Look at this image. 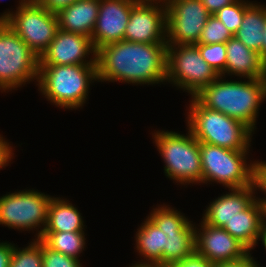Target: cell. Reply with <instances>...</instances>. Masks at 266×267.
I'll list each match as a JSON object with an SVG mask.
<instances>
[{
  "instance_id": "1",
  "label": "cell",
  "mask_w": 266,
  "mask_h": 267,
  "mask_svg": "<svg viewBox=\"0 0 266 267\" xmlns=\"http://www.w3.org/2000/svg\"><path fill=\"white\" fill-rule=\"evenodd\" d=\"M167 43L119 41L97 50L98 82L159 84L166 82Z\"/></svg>"
},
{
  "instance_id": "2",
  "label": "cell",
  "mask_w": 266,
  "mask_h": 267,
  "mask_svg": "<svg viewBox=\"0 0 266 267\" xmlns=\"http://www.w3.org/2000/svg\"><path fill=\"white\" fill-rule=\"evenodd\" d=\"M219 76L194 97L205 107L236 119L253 132L260 103L266 99V78L228 81Z\"/></svg>"
},
{
  "instance_id": "3",
  "label": "cell",
  "mask_w": 266,
  "mask_h": 267,
  "mask_svg": "<svg viewBox=\"0 0 266 267\" xmlns=\"http://www.w3.org/2000/svg\"><path fill=\"white\" fill-rule=\"evenodd\" d=\"M94 81L97 65H40L37 85L47 101L73 110L84 106Z\"/></svg>"
},
{
  "instance_id": "4",
  "label": "cell",
  "mask_w": 266,
  "mask_h": 267,
  "mask_svg": "<svg viewBox=\"0 0 266 267\" xmlns=\"http://www.w3.org/2000/svg\"><path fill=\"white\" fill-rule=\"evenodd\" d=\"M191 98L186 123L197 141L231 150H249L254 132L248 126L203 106L194 96Z\"/></svg>"
},
{
  "instance_id": "5",
  "label": "cell",
  "mask_w": 266,
  "mask_h": 267,
  "mask_svg": "<svg viewBox=\"0 0 266 267\" xmlns=\"http://www.w3.org/2000/svg\"><path fill=\"white\" fill-rule=\"evenodd\" d=\"M152 134L169 179L183 185L202 183L200 142L189 130L186 135L165 130Z\"/></svg>"
},
{
  "instance_id": "6",
  "label": "cell",
  "mask_w": 266,
  "mask_h": 267,
  "mask_svg": "<svg viewBox=\"0 0 266 267\" xmlns=\"http://www.w3.org/2000/svg\"><path fill=\"white\" fill-rule=\"evenodd\" d=\"M248 150H231L200 142L202 184L216 182L228 189L252 185L256 178V160L247 163Z\"/></svg>"
},
{
  "instance_id": "7",
  "label": "cell",
  "mask_w": 266,
  "mask_h": 267,
  "mask_svg": "<svg viewBox=\"0 0 266 267\" xmlns=\"http://www.w3.org/2000/svg\"><path fill=\"white\" fill-rule=\"evenodd\" d=\"M40 57L10 28L0 21V90L12 91L38 79ZM34 79V80H33Z\"/></svg>"
},
{
  "instance_id": "8",
  "label": "cell",
  "mask_w": 266,
  "mask_h": 267,
  "mask_svg": "<svg viewBox=\"0 0 266 267\" xmlns=\"http://www.w3.org/2000/svg\"><path fill=\"white\" fill-rule=\"evenodd\" d=\"M16 8L15 13L9 10L1 14L0 21H5L28 47L41 57L59 30L56 13L35 0H29Z\"/></svg>"
},
{
  "instance_id": "9",
  "label": "cell",
  "mask_w": 266,
  "mask_h": 267,
  "mask_svg": "<svg viewBox=\"0 0 266 267\" xmlns=\"http://www.w3.org/2000/svg\"><path fill=\"white\" fill-rule=\"evenodd\" d=\"M218 77L195 44L167 45L166 82L193 97Z\"/></svg>"
},
{
  "instance_id": "10",
  "label": "cell",
  "mask_w": 266,
  "mask_h": 267,
  "mask_svg": "<svg viewBox=\"0 0 266 267\" xmlns=\"http://www.w3.org/2000/svg\"><path fill=\"white\" fill-rule=\"evenodd\" d=\"M148 217L161 230V264L175 265L195 252V224L180 211L158 205Z\"/></svg>"
},
{
  "instance_id": "11",
  "label": "cell",
  "mask_w": 266,
  "mask_h": 267,
  "mask_svg": "<svg viewBox=\"0 0 266 267\" xmlns=\"http://www.w3.org/2000/svg\"><path fill=\"white\" fill-rule=\"evenodd\" d=\"M51 200L52 196L34 189L5 194L0 197V224L20 231L36 229V239H40L47 225Z\"/></svg>"
},
{
  "instance_id": "12",
  "label": "cell",
  "mask_w": 266,
  "mask_h": 267,
  "mask_svg": "<svg viewBox=\"0 0 266 267\" xmlns=\"http://www.w3.org/2000/svg\"><path fill=\"white\" fill-rule=\"evenodd\" d=\"M167 45L197 44L211 15L201 0H167Z\"/></svg>"
},
{
  "instance_id": "13",
  "label": "cell",
  "mask_w": 266,
  "mask_h": 267,
  "mask_svg": "<svg viewBox=\"0 0 266 267\" xmlns=\"http://www.w3.org/2000/svg\"><path fill=\"white\" fill-rule=\"evenodd\" d=\"M166 3L139 0L131 9L124 40L139 43H166Z\"/></svg>"
},
{
  "instance_id": "14",
  "label": "cell",
  "mask_w": 266,
  "mask_h": 267,
  "mask_svg": "<svg viewBox=\"0 0 266 267\" xmlns=\"http://www.w3.org/2000/svg\"><path fill=\"white\" fill-rule=\"evenodd\" d=\"M195 225V252L208 261L218 264L237 261L250 251L221 227L200 223ZM198 229V230H197Z\"/></svg>"
},
{
  "instance_id": "15",
  "label": "cell",
  "mask_w": 266,
  "mask_h": 267,
  "mask_svg": "<svg viewBox=\"0 0 266 267\" xmlns=\"http://www.w3.org/2000/svg\"><path fill=\"white\" fill-rule=\"evenodd\" d=\"M90 53L93 57L87 60ZM96 53L90 37L59 29L41 55L40 65H97Z\"/></svg>"
},
{
  "instance_id": "16",
  "label": "cell",
  "mask_w": 266,
  "mask_h": 267,
  "mask_svg": "<svg viewBox=\"0 0 266 267\" xmlns=\"http://www.w3.org/2000/svg\"><path fill=\"white\" fill-rule=\"evenodd\" d=\"M139 0H100L99 12L91 40L95 50L124 40L132 7Z\"/></svg>"
},
{
  "instance_id": "17",
  "label": "cell",
  "mask_w": 266,
  "mask_h": 267,
  "mask_svg": "<svg viewBox=\"0 0 266 267\" xmlns=\"http://www.w3.org/2000/svg\"><path fill=\"white\" fill-rule=\"evenodd\" d=\"M257 189L256 181L244 188L228 189L229 192L210 202L201 220L205 224L223 228L238 212L245 210L257 198Z\"/></svg>"
},
{
  "instance_id": "18",
  "label": "cell",
  "mask_w": 266,
  "mask_h": 267,
  "mask_svg": "<svg viewBox=\"0 0 266 267\" xmlns=\"http://www.w3.org/2000/svg\"><path fill=\"white\" fill-rule=\"evenodd\" d=\"M232 237L242 243L249 251L254 249L260 239L265 238L263 205L256 198L245 210L240 211L224 227ZM259 239V240H258Z\"/></svg>"
},
{
  "instance_id": "19",
  "label": "cell",
  "mask_w": 266,
  "mask_h": 267,
  "mask_svg": "<svg viewBox=\"0 0 266 267\" xmlns=\"http://www.w3.org/2000/svg\"><path fill=\"white\" fill-rule=\"evenodd\" d=\"M225 75H235L246 79L266 78V64L257 51H253L232 36L226 42Z\"/></svg>"
},
{
  "instance_id": "20",
  "label": "cell",
  "mask_w": 266,
  "mask_h": 267,
  "mask_svg": "<svg viewBox=\"0 0 266 267\" xmlns=\"http://www.w3.org/2000/svg\"><path fill=\"white\" fill-rule=\"evenodd\" d=\"M99 5L100 0H76L69 6L63 7L56 12L59 29L91 38Z\"/></svg>"
},
{
  "instance_id": "21",
  "label": "cell",
  "mask_w": 266,
  "mask_h": 267,
  "mask_svg": "<svg viewBox=\"0 0 266 267\" xmlns=\"http://www.w3.org/2000/svg\"><path fill=\"white\" fill-rule=\"evenodd\" d=\"M74 206L67 199L52 197L44 232H84L81 213Z\"/></svg>"
},
{
  "instance_id": "22",
  "label": "cell",
  "mask_w": 266,
  "mask_h": 267,
  "mask_svg": "<svg viewBox=\"0 0 266 267\" xmlns=\"http://www.w3.org/2000/svg\"><path fill=\"white\" fill-rule=\"evenodd\" d=\"M266 23V5L252 3L244 12L242 24L234 36L262 59L263 31Z\"/></svg>"
},
{
  "instance_id": "23",
  "label": "cell",
  "mask_w": 266,
  "mask_h": 267,
  "mask_svg": "<svg viewBox=\"0 0 266 267\" xmlns=\"http://www.w3.org/2000/svg\"><path fill=\"white\" fill-rule=\"evenodd\" d=\"M135 234L136 250L144 258L141 263L161 264V230L149 218L145 219ZM147 260V261H146Z\"/></svg>"
},
{
  "instance_id": "24",
  "label": "cell",
  "mask_w": 266,
  "mask_h": 267,
  "mask_svg": "<svg viewBox=\"0 0 266 267\" xmlns=\"http://www.w3.org/2000/svg\"><path fill=\"white\" fill-rule=\"evenodd\" d=\"M85 232H43L40 240L51 250L79 260L86 245Z\"/></svg>"
},
{
  "instance_id": "25",
  "label": "cell",
  "mask_w": 266,
  "mask_h": 267,
  "mask_svg": "<svg viewBox=\"0 0 266 267\" xmlns=\"http://www.w3.org/2000/svg\"><path fill=\"white\" fill-rule=\"evenodd\" d=\"M9 267H43L42 241L34 239L23 249L13 244Z\"/></svg>"
},
{
  "instance_id": "26",
  "label": "cell",
  "mask_w": 266,
  "mask_h": 267,
  "mask_svg": "<svg viewBox=\"0 0 266 267\" xmlns=\"http://www.w3.org/2000/svg\"><path fill=\"white\" fill-rule=\"evenodd\" d=\"M252 3L253 2L248 0H236L232 4L221 8L213 15L216 16V18L220 20L234 36L242 24L245 10Z\"/></svg>"
},
{
  "instance_id": "27",
  "label": "cell",
  "mask_w": 266,
  "mask_h": 267,
  "mask_svg": "<svg viewBox=\"0 0 266 267\" xmlns=\"http://www.w3.org/2000/svg\"><path fill=\"white\" fill-rule=\"evenodd\" d=\"M202 58L215 70L219 76H225L226 43L195 44Z\"/></svg>"
},
{
  "instance_id": "28",
  "label": "cell",
  "mask_w": 266,
  "mask_h": 267,
  "mask_svg": "<svg viewBox=\"0 0 266 267\" xmlns=\"http://www.w3.org/2000/svg\"><path fill=\"white\" fill-rule=\"evenodd\" d=\"M232 36V33L216 16L210 15L197 44L226 43Z\"/></svg>"
},
{
  "instance_id": "29",
  "label": "cell",
  "mask_w": 266,
  "mask_h": 267,
  "mask_svg": "<svg viewBox=\"0 0 266 267\" xmlns=\"http://www.w3.org/2000/svg\"><path fill=\"white\" fill-rule=\"evenodd\" d=\"M43 267H82L80 260L48 248L42 242Z\"/></svg>"
},
{
  "instance_id": "30",
  "label": "cell",
  "mask_w": 266,
  "mask_h": 267,
  "mask_svg": "<svg viewBox=\"0 0 266 267\" xmlns=\"http://www.w3.org/2000/svg\"><path fill=\"white\" fill-rule=\"evenodd\" d=\"M170 267H215V263L208 261L203 256L194 252L192 255L184 258Z\"/></svg>"
},
{
  "instance_id": "31",
  "label": "cell",
  "mask_w": 266,
  "mask_h": 267,
  "mask_svg": "<svg viewBox=\"0 0 266 267\" xmlns=\"http://www.w3.org/2000/svg\"><path fill=\"white\" fill-rule=\"evenodd\" d=\"M12 148L10 142H7L3 136L0 135V169L5 168L11 159H13L14 151Z\"/></svg>"
},
{
  "instance_id": "32",
  "label": "cell",
  "mask_w": 266,
  "mask_h": 267,
  "mask_svg": "<svg viewBox=\"0 0 266 267\" xmlns=\"http://www.w3.org/2000/svg\"><path fill=\"white\" fill-rule=\"evenodd\" d=\"M258 189L266 194V162L256 161V178ZM261 201H266V198H260Z\"/></svg>"
},
{
  "instance_id": "33",
  "label": "cell",
  "mask_w": 266,
  "mask_h": 267,
  "mask_svg": "<svg viewBox=\"0 0 266 267\" xmlns=\"http://www.w3.org/2000/svg\"><path fill=\"white\" fill-rule=\"evenodd\" d=\"M259 266L260 265L255 261L254 257L251 256V253H249L247 256L237 261L215 264V267H259Z\"/></svg>"
},
{
  "instance_id": "34",
  "label": "cell",
  "mask_w": 266,
  "mask_h": 267,
  "mask_svg": "<svg viewBox=\"0 0 266 267\" xmlns=\"http://www.w3.org/2000/svg\"><path fill=\"white\" fill-rule=\"evenodd\" d=\"M35 1L41 4L43 7L47 8L49 11L56 13L63 7L69 6L76 0H35Z\"/></svg>"
},
{
  "instance_id": "35",
  "label": "cell",
  "mask_w": 266,
  "mask_h": 267,
  "mask_svg": "<svg viewBox=\"0 0 266 267\" xmlns=\"http://www.w3.org/2000/svg\"><path fill=\"white\" fill-rule=\"evenodd\" d=\"M208 12L213 15L221 8L232 4L236 0H201Z\"/></svg>"
},
{
  "instance_id": "36",
  "label": "cell",
  "mask_w": 266,
  "mask_h": 267,
  "mask_svg": "<svg viewBox=\"0 0 266 267\" xmlns=\"http://www.w3.org/2000/svg\"><path fill=\"white\" fill-rule=\"evenodd\" d=\"M13 244L0 242V267H9Z\"/></svg>"
},
{
  "instance_id": "37",
  "label": "cell",
  "mask_w": 266,
  "mask_h": 267,
  "mask_svg": "<svg viewBox=\"0 0 266 267\" xmlns=\"http://www.w3.org/2000/svg\"><path fill=\"white\" fill-rule=\"evenodd\" d=\"M129 267H170L168 265L160 264V263H141L137 262L136 264Z\"/></svg>"
},
{
  "instance_id": "38",
  "label": "cell",
  "mask_w": 266,
  "mask_h": 267,
  "mask_svg": "<svg viewBox=\"0 0 266 267\" xmlns=\"http://www.w3.org/2000/svg\"><path fill=\"white\" fill-rule=\"evenodd\" d=\"M263 42H262V60L266 64V23H265V29L263 31Z\"/></svg>"
},
{
  "instance_id": "39",
  "label": "cell",
  "mask_w": 266,
  "mask_h": 267,
  "mask_svg": "<svg viewBox=\"0 0 266 267\" xmlns=\"http://www.w3.org/2000/svg\"><path fill=\"white\" fill-rule=\"evenodd\" d=\"M263 205L264 230L266 235V201H261Z\"/></svg>"
},
{
  "instance_id": "40",
  "label": "cell",
  "mask_w": 266,
  "mask_h": 267,
  "mask_svg": "<svg viewBox=\"0 0 266 267\" xmlns=\"http://www.w3.org/2000/svg\"><path fill=\"white\" fill-rule=\"evenodd\" d=\"M29 0H19V5L18 8L21 7L22 5H24L26 2H28Z\"/></svg>"
},
{
  "instance_id": "41",
  "label": "cell",
  "mask_w": 266,
  "mask_h": 267,
  "mask_svg": "<svg viewBox=\"0 0 266 267\" xmlns=\"http://www.w3.org/2000/svg\"><path fill=\"white\" fill-rule=\"evenodd\" d=\"M262 241V243H263V245H264V247H265V250H266V236H265V238L263 239V240H261Z\"/></svg>"
},
{
  "instance_id": "42",
  "label": "cell",
  "mask_w": 266,
  "mask_h": 267,
  "mask_svg": "<svg viewBox=\"0 0 266 267\" xmlns=\"http://www.w3.org/2000/svg\"><path fill=\"white\" fill-rule=\"evenodd\" d=\"M146 1H164V2H166L167 0H146Z\"/></svg>"
}]
</instances>
